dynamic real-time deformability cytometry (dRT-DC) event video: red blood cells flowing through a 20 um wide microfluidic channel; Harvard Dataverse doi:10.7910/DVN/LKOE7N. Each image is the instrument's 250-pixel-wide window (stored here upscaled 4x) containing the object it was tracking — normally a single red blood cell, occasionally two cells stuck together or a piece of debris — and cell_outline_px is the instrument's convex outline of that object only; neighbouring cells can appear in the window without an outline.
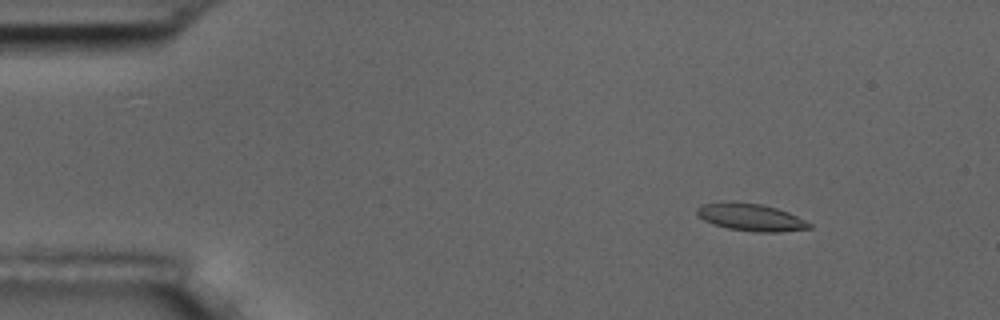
{"species": "common noctule bat (a hibernating species)", "species_latin": "Nyctalus noctula", "temperature_condition": "room temperature", "stored_images_in_passage": 9, "camera_frame_rate_fps": 3000, "um_per_image_px": 0.085, "animal": {"sex": "male", "body_mass_g": 17.5, "forearm_length_mm": 52.3}, "frame": {"image": 1, "passage_image": 2, "time_ms": 1.333, "image_size_px": [1000, 320], "cell_outline_px": [[812, 228], [780, 232], [756, 232], [728, 228], [712, 224], [704, 220], [696, 212], [696, 208], [704, 204], [732, 200], [760, 204], [776, 208], [788, 212], [812, 224]], "centroid_in_image_um": [63.81, 18.46], "position_along_channel_um": 21.2, "area_um2": 17.92}}
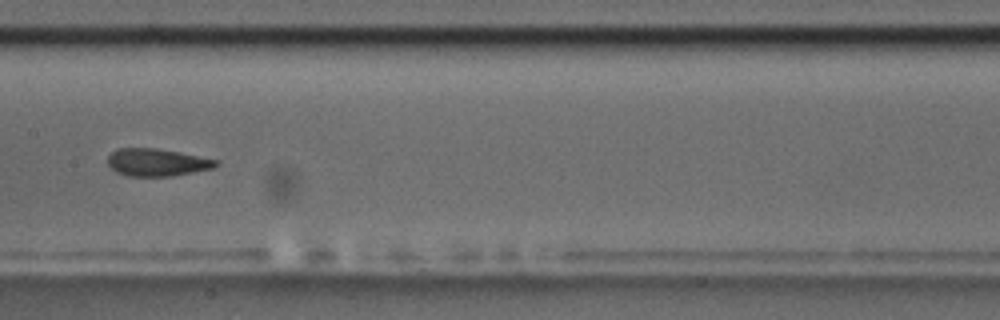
{"frame": {"image": 2, "passage_image": 8, "time_ms": 8.333, "image_size_px": [1000, 320], "cell_outline_px": [[220, 164], [212, 168], [172, 176], [128, 176], [116, 172], [108, 164], [108, 156], [116, 148], [156, 148], [180, 152], [220, 160]], "centroid_in_image_um": [13.36, 13.79], "position_along_channel_um": 194.0, "area_um2": 17.4}}
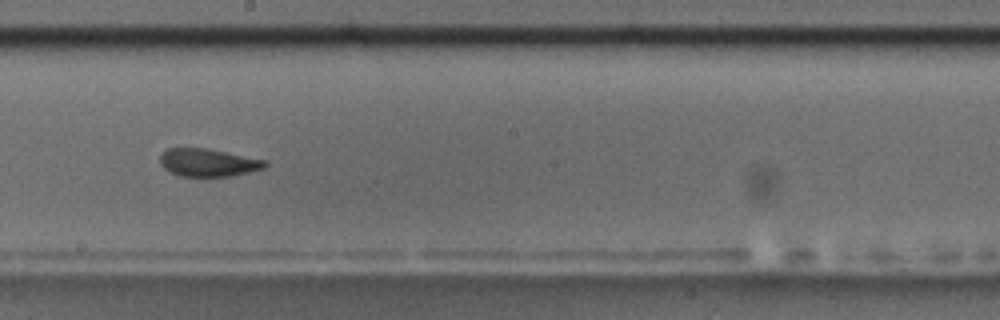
{"frame": {"image": 3, "passage_image": 9, "time_ms": 9.333, "image_size_px": [1000, 320], "cell_outline_px": [[268, 164], [264, 168], [232, 176], [204, 180], [180, 176], [164, 168], [160, 164], [160, 156], [168, 148], [204, 148], [268, 160]], "centroid_in_image_um": [17.7, 13.87], "position_along_channel_um": 230.5, "area_um2": 17.63}}